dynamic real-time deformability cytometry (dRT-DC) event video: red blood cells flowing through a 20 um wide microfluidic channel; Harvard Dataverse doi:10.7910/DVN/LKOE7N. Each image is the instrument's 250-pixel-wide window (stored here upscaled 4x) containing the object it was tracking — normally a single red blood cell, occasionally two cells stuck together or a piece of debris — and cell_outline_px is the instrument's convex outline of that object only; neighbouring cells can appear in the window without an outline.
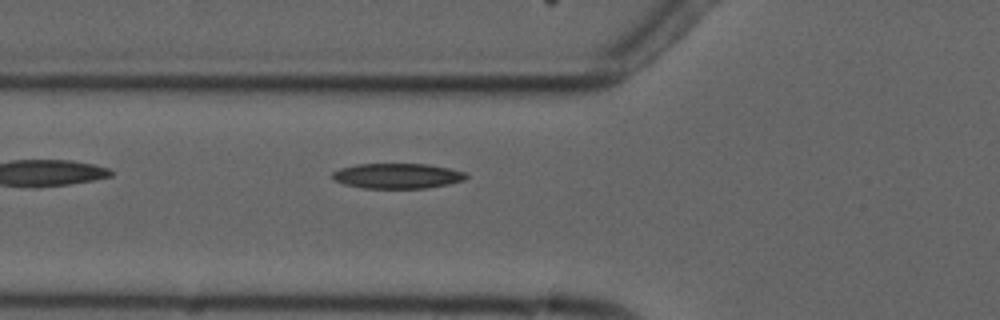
{"species": "common noctule bat (a hibernating species)", "species_latin": "Nyctalus noctula", "temperature_condition": "cold", "stored_images_in_passage": 6, "camera_frame_rate_fps": 3000, "um_per_image_px": 0.085, "animal": {"sex": "male", "forearm_length_mm": 52.5}, "frame": {"image": 1, "passage_image": 6, "time_ms": 5.667, "image_size_px": [1000, 320], "cell_outline_px": [[468, 176], [464, 180], [448, 184], [428, 188], [364, 188], [344, 184], [332, 180], [332, 172], [340, 168], [356, 164], [428, 164], [448, 168], [464, 172]], "centroid_in_image_um": [33.74, 14.95], "position_along_channel_um": 92.1, "area_um2": 19.65}}